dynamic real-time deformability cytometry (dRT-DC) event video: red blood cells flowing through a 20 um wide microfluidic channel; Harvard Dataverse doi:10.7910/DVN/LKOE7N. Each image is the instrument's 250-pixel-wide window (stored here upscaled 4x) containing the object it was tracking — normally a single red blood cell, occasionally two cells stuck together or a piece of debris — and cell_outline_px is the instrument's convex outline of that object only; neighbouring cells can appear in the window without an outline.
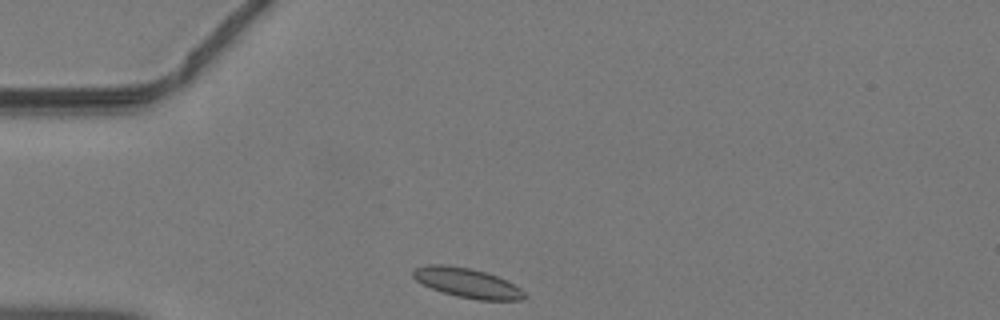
{"species": "common noctule bat (a hibernating species)", "species_latin": "Nyctalus noctula", "temperature_condition": "warm", "stored_images_in_passage": 35, "camera_frame_rate_fps": 3000, "um_per_image_px": 0.085, "animal": {"sex": "male", "body_mass_g": 19.2, "forearm_length_mm": 51.8}, "frame": {"image": 1, "passage_image": 1, "time_ms": 0.0, "image_size_px": [1000, 320], "cell_outline_px": [[528, 296], [524, 300], [480, 300], [456, 296], [432, 288], [416, 280], [412, 276], [412, 272], [416, 268], [428, 264], [448, 264], [472, 268], [488, 272], [520, 288]], "centroid_in_image_um": [39.73, 24.03], "position_along_channel_um": 45.3, "area_um2": 19.19}}
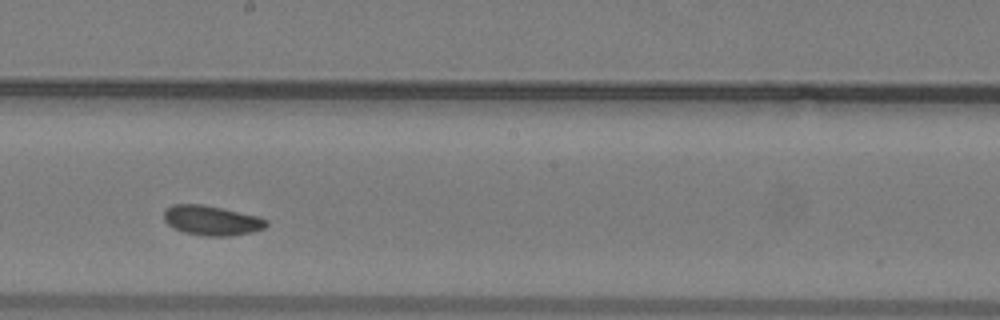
{"frame": {"image": 2, "passage_image": 15, "time_ms": 4.667, "image_size_px": [1000, 320], "cell_outline_px": [[268, 224], [264, 228], [252, 232], [228, 236], [204, 236], [184, 232], [168, 224], [164, 220], [164, 208], [172, 204], [204, 204], [256, 216], [268, 220]], "centroid_in_image_um": [17.97, 18.73], "position_along_channel_um": 230.2, "area_um2": 17.69}}
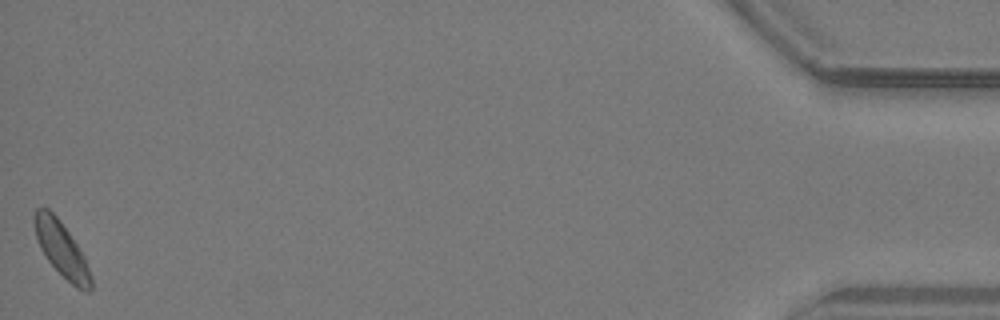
{"frame": {"image": 3, "passage_image": 35, "time_ms": 11.333, "image_size_px": [1000, 320], "cell_outline_px": [[92, 288], [88, 292], [76, 288], [48, 260], [40, 248], [32, 224], [32, 216], [36, 208], [48, 208], [60, 220], [80, 248], [84, 256], [92, 280]], "centroid_in_image_um": [5.21, 21.14], "position_along_channel_um": 430.0, "area_um2": 17.98}}